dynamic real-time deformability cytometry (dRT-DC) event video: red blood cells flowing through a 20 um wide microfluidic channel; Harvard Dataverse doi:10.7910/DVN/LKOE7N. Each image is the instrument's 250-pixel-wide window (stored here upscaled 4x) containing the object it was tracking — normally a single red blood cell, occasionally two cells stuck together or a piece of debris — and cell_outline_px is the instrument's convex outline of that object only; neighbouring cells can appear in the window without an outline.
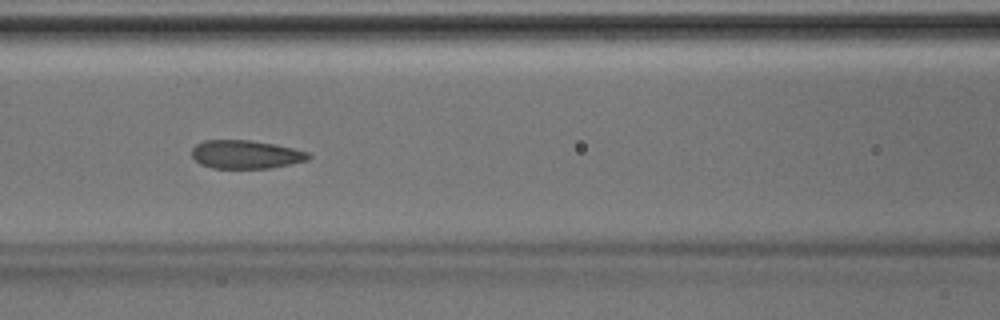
{"species": "Egyptian fruit bat (a non-hibernating species)", "species_latin": "Rousettus aegyptiacus", "temperature_condition": "room temperature", "stored_images_in_passage": 39, "camera_frame_rate_fps": 3000, "um_per_image_px": 0.085, "animal": {"sex": "male"}, "frame": {"image": 1, "passage_image": 17, "time_ms": 5.333, "image_size_px": [1000, 320], "cell_outline_px": [[312, 156], [308, 160], [272, 168], [212, 168], [200, 164], [192, 156], [192, 148], [196, 144], [204, 140], [252, 140], [276, 144], [308, 152]], "centroid_in_image_um": [20.9, 13.12], "position_along_channel_um": 145.7, "area_um2": 19.42}}